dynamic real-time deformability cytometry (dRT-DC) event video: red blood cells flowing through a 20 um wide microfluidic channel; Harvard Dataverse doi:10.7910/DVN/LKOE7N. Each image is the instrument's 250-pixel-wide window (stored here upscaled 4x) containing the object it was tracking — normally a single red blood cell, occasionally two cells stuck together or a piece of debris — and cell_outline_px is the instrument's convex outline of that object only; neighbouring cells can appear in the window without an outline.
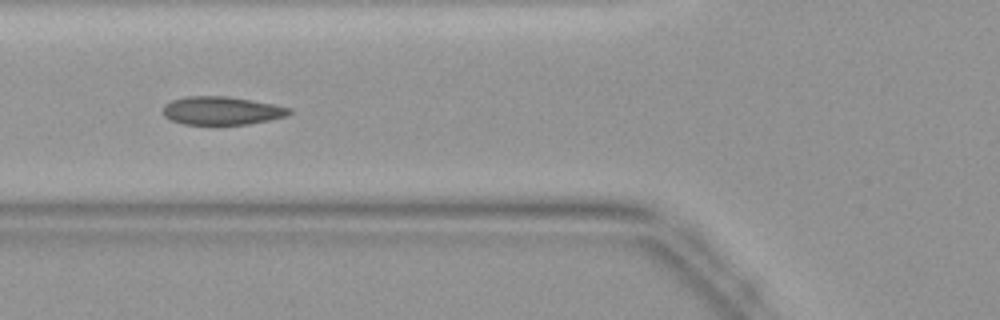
{"species": "common noctule bat (a hibernating species)", "species_latin": "Nyctalus noctula", "temperature_condition": "warm", "stored_images_in_passage": 34, "camera_frame_rate_fps": 3000, "um_per_image_px": 0.085, "animal": {"sex": "female", "body_mass_g": 19.9}, "frame": {"image": 1, "passage_image": 6, "time_ms": 1.667, "image_size_px": [1000, 320], "cell_outline_px": [[292, 112], [288, 116], [248, 124], [184, 124], [172, 120], [164, 116], [164, 104], [172, 100], [188, 96], [228, 96], [272, 104], [292, 108]], "centroid_in_image_um": [18.86, 9.4], "position_along_channel_um": 106.9, "area_um2": 20.63}}